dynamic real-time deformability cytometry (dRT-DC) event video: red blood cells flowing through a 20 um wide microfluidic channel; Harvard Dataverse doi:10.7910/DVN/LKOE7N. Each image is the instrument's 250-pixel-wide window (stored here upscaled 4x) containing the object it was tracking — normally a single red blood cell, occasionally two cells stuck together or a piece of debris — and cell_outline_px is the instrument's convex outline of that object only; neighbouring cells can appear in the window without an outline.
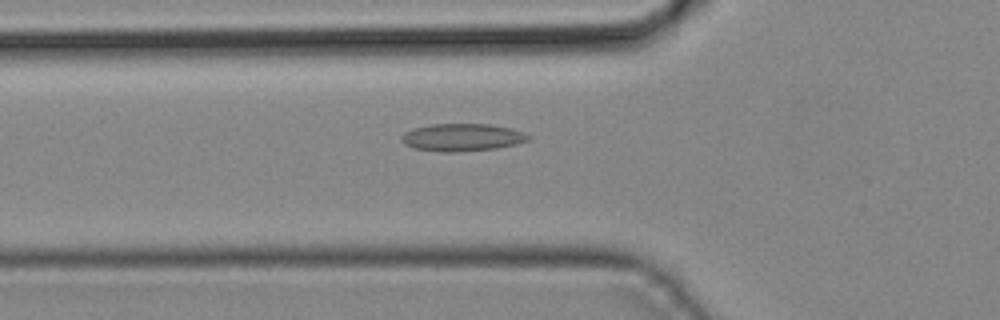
{"species": "common noctule bat (a hibernating species)", "species_latin": "Nyctalus noctula", "temperature_condition": "cold", "stored_images_in_passage": 41, "camera_frame_rate_fps": 3000, "um_per_image_px": 0.085, "animal": {"sex": "male", "body_mass_g": 19.2, "forearm_length_mm": 51.8}, "frame": {"image": 1, "passage_image": 13, "time_ms": 4.0, "image_size_px": [1000, 320], "cell_outline_px": [[532, 136], [528, 140], [516, 144], [496, 148], [452, 152], [440, 152], [416, 148], [404, 144], [400, 140], [400, 136], [404, 132], [412, 128], [432, 124], [488, 124], [508, 128], [524, 132]], "centroid_in_image_um": [39.25, 11.67], "position_along_channel_um": 86.6, "area_um2": 20.29}}
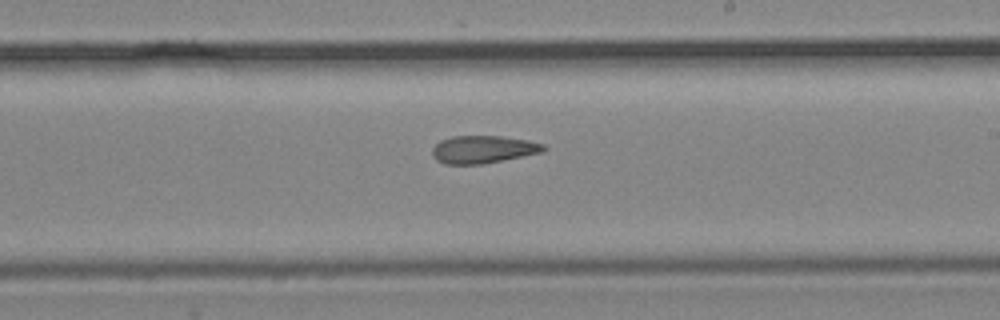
{"frame": {"image": 2, "passage_image": 23, "time_ms": 7.333, "image_size_px": [1000, 320], "cell_outline_px": [[548, 148], [544, 152], [480, 164], [444, 164], [436, 160], [432, 156], [432, 148], [440, 140], [452, 136], [500, 136], [528, 140], [544, 144]], "centroid_in_image_um": [41.06, 12.69], "position_along_channel_um": 247.9, "area_um2": 17.98}}
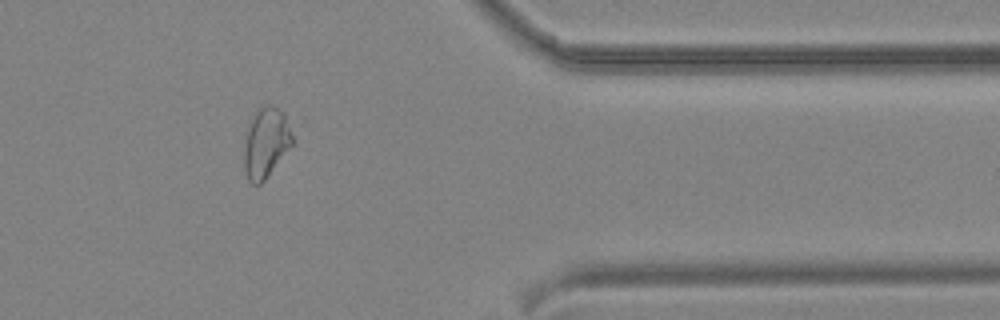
{"frame": {"image": 3, "passage_image": 33, "time_ms": 10.667, "image_size_px": [1000, 320], "cell_outline_px": [[292, 144], [264, 180], [260, 184], [252, 184], [248, 180], [244, 168], [244, 148], [248, 132], [252, 120], [256, 112], [260, 108], [268, 104], [272, 104], [284, 112], [292, 136]], "centroid_in_image_um": [22.6, 12.14], "position_along_channel_um": 388.8, "area_um2": 19.07}}